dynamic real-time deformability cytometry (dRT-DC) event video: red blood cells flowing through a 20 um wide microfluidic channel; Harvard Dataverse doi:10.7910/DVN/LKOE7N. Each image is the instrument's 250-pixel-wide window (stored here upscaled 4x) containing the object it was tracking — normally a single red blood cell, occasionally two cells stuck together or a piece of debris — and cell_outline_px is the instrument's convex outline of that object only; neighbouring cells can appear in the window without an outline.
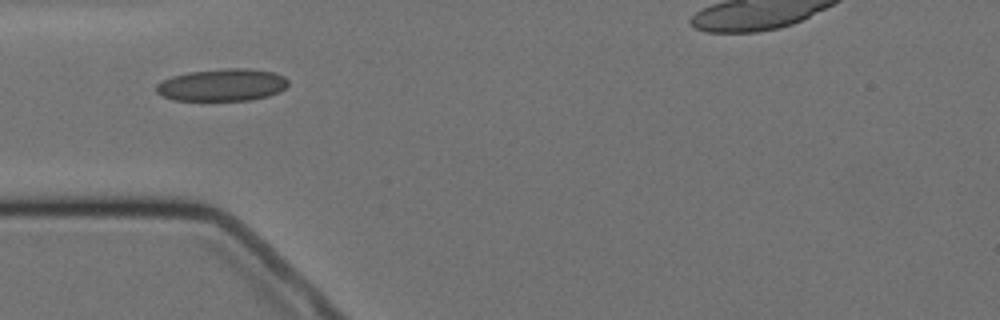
{"species": "Egyptian fruit bat (a non-hibernating species)", "species_latin": "Rousettus aegyptiacus", "temperature_condition": "cold", "stored_images_in_passage": 1, "camera_frame_rate_fps": 3000, "um_per_image_px": 0.085, "animal": {"sex": "female"}, "frame": {"image": 1, "passage_image": 1, "time_ms": 0.0, "image_size_px": [1000, 320], "cell_outline_px": [[288, 84], [280, 92], [268, 96], [248, 100], [172, 100], [156, 92], [156, 84], [172, 76], [188, 72], [232, 68], [248, 68], [276, 72], [284, 76], [288, 80]], "centroid_in_image_um": [18.91, 7.21], "position_along_channel_um": 66.1, "area_um2": 24.8}}